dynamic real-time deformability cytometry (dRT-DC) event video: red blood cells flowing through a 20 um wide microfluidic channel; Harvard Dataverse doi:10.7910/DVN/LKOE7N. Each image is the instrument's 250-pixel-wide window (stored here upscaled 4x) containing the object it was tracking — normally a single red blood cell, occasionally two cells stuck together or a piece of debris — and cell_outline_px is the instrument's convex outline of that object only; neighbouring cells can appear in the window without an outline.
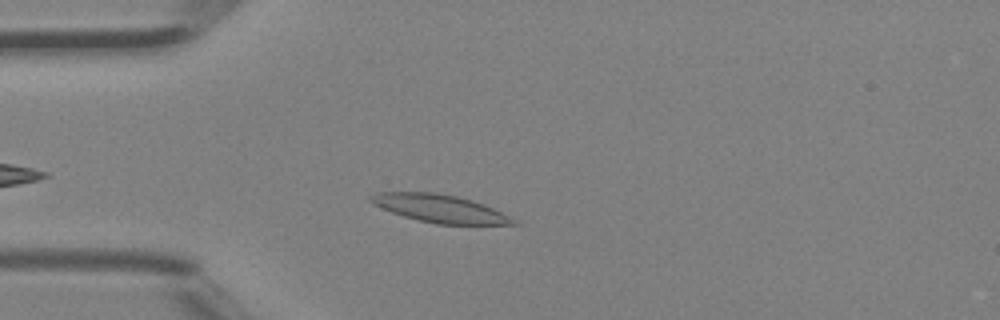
{"species": "Egyptian fruit bat (a non-hibernating species)", "species_latin": "Rousettus aegyptiacus", "temperature_condition": "room temperature", "stored_images_in_passage": 4, "camera_frame_rate_fps": 3000, "um_per_image_px": 0.085, "animal": {"sex": "female"}, "frame": {"image": 1, "passage_image": 3, "time_ms": 0.667, "image_size_px": [1000, 320], "cell_outline_px": [[520, 224], [436, 224], [404, 216], [392, 212], [372, 204], [368, 200], [368, 196], [376, 192], [436, 192], [456, 196], [472, 200], [484, 204], [516, 220]], "centroid_in_image_um": [37.33, 17.71], "position_along_channel_um": 47.7, "area_um2": 22.95}}